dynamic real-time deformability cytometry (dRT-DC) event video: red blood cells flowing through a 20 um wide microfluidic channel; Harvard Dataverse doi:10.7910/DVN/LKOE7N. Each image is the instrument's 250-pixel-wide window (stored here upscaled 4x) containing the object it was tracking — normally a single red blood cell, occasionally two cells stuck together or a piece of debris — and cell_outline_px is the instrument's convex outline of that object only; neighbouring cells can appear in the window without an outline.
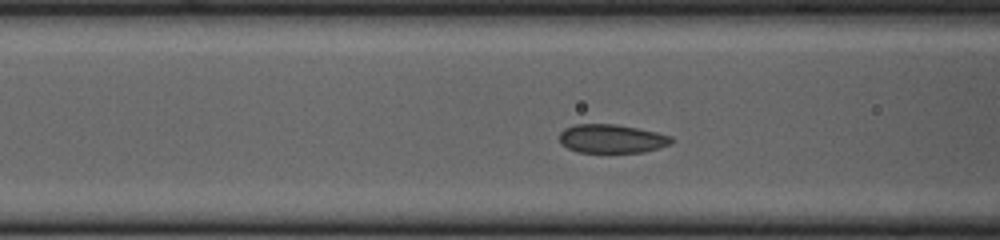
{"species": "common noctule bat (a hibernating species)", "species_latin": "Nyctalus noctula", "temperature_condition": "cold", "stored_images_in_passage": 51, "camera_frame_rate_fps": 3000, "um_per_image_px": 0.085, "animal": {"sex": "female", "body_mass_g": 23.0, "forearm_length_mm": 53.4}, "frame": {"image": 1, "passage_image": 17, "time_ms": 5.333, "image_size_px": [1000, 240], "cell_outline_px": [[672, 144], [644, 152], [580, 152], [568, 148], [560, 144], [560, 132], [564, 128], [576, 124], [616, 124], [656, 132], [672, 136]], "centroid_in_image_um": [51.99, 11.79], "position_along_channel_um": 114.6, "area_um2": 18.67}}
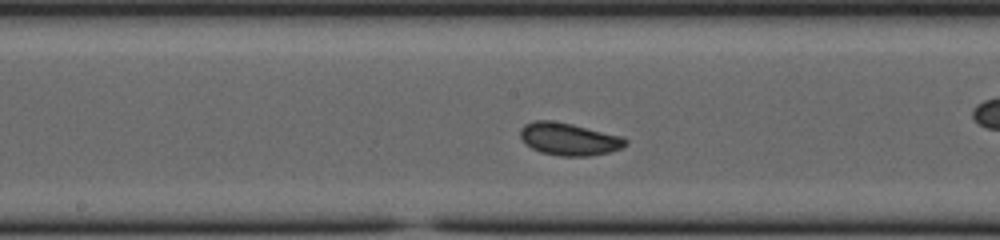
{"frame": {"image": 2, "passage_image": 24, "time_ms": 7.667, "image_size_px": [1000, 240], "cell_outline_px": [[628, 144], [620, 148], [608, 152], [588, 156], [560, 156], [540, 152], [524, 144], [520, 136], [520, 128], [524, 124], [536, 120], [552, 120], [572, 124], [624, 136], [628, 140]], "centroid_in_image_um": [48.35, 11.81], "position_along_channel_um": 199.8, "area_um2": 20.11}}
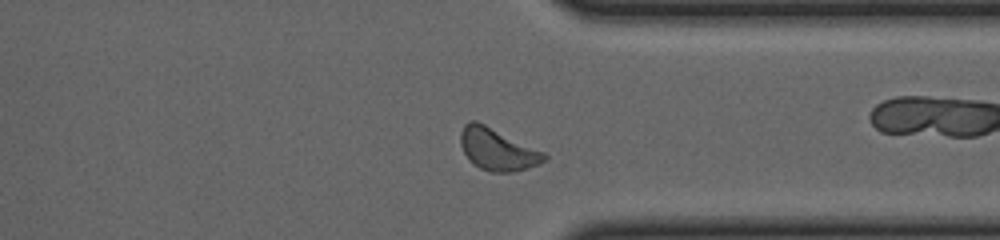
{"frame": {"image": 3, "passage_image": 38, "time_ms": 12.333, "image_size_px": [1000, 240], "cell_outline_px": [[548, 156], [544, 160], [536, 164], [512, 172], [488, 172], [472, 164], [468, 160], [460, 144], [460, 132], [464, 124], [472, 120], [476, 120], [544, 152]], "centroid_in_image_um": [42.22, 12.69], "position_along_channel_um": 369.2, "area_um2": 20.29}, "authors_computed_cell_mechanics": {"area_um2": 19.4208, "velocity_mm_per_s": 3.6627, "shape_relaxation_time_tau1_ms": 3.3661, "shape_relaxation_time_tau2_ms": null, "deformation_change_tau1": 0.0759, "deformation_change_tau2": null}}